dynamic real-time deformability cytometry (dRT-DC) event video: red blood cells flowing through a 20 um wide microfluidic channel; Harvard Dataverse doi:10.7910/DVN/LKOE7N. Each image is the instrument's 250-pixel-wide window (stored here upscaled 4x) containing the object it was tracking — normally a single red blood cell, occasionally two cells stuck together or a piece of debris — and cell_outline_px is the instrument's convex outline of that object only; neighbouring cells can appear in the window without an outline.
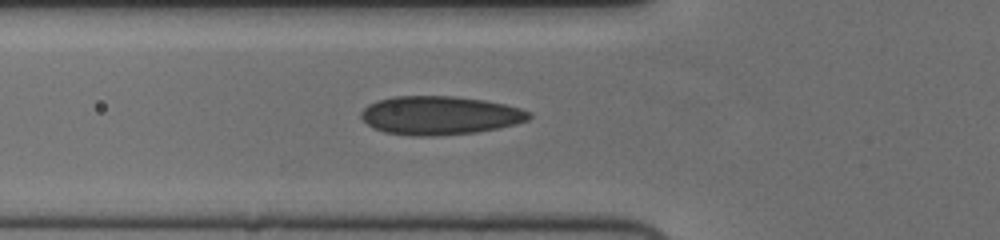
{"species": "human", "species_latin": "Homo sapiens", "temperature_condition": "cold", "stored_images_in_passage": 38, "camera_frame_rate_fps": 3000, "um_per_image_px": 0.085, "donor": {"sex": "female"}, "frame": {"image": 1, "passage_image": 2, "time_ms": 0.333, "image_size_px": [1000, 240], "cell_outline_px": [[532, 116], [528, 120], [516, 124], [476, 132], [436, 136], [412, 136], [384, 132], [372, 128], [360, 116], [360, 112], [368, 104], [376, 100], [392, 96], [452, 96], [484, 100], [504, 104], [520, 108], [532, 112]], "centroid_in_image_um": [37.36, 9.81], "position_along_channel_um": 88.4, "area_um2": 37.97}}
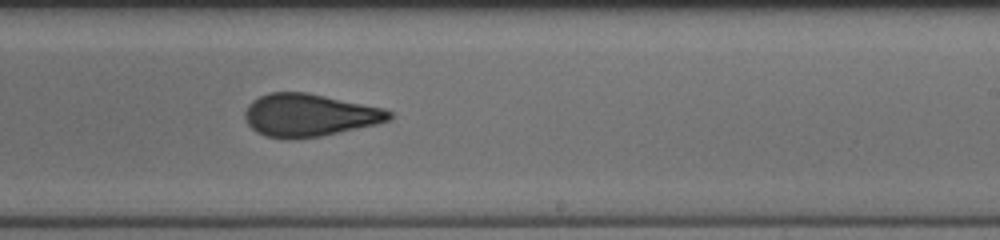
{"frame": {"image": 2, "passage_image": 16, "time_ms": 5.0, "image_size_px": [1000, 240], "cell_outline_px": [[392, 116], [388, 120], [376, 124], [320, 136], [292, 140], [264, 136], [256, 132], [248, 124], [244, 116], [244, 112], [248, 104], [252, 100], [268, 92], [308, 92], [384, 108], [392, 112]], "centroid_in_image_um": [26.25, 9.79], "position_along_channel_um": 262.8, "area_um2": 36.01}}
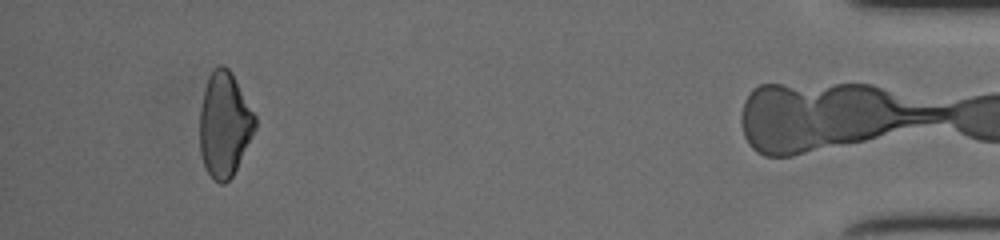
{"frame": {"image": 3, "passage_image": 34, "time_ms": 11.0, "image_size_px": [1000, 240], "cell_outline_px": [[256, 128], [232, 176], [224, 184], [220, 184], [208, 172], [204, 164], [200, 152], [200, 112], [204, 92], [208, 76], [212, 68], [220, 64], [224, 64], [232, 72], [256, 116]], "centroid_in_image_um": [19.08, 10.53], "position_along_channel_um": 416.1, "area_um2": 33.58}}